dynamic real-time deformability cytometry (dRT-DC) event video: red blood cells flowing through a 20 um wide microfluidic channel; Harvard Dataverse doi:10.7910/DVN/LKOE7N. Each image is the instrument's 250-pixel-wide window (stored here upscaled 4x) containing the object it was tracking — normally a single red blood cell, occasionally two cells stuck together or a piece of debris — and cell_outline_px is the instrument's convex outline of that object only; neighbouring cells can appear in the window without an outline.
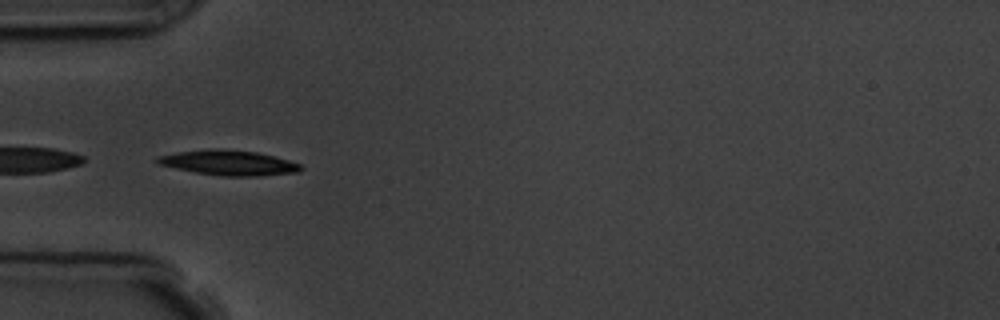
{"species": "common noctule bat (a hibernating species)", "species_latin": "Nyctalus noctula", "temperature_condition": "room temperature", "stored_images_in_passage": 4, "camera_frame_rate_fps": 3000, "um_per_image_px": 0.085, "animal": {"sex": "male", "body_mass_g": 19.5, "forearm_length_mm": 54.6}, "frame": {"image": 1, "passage_image": 2, "time_ms": 1.333, "image_size_px": [1000, 320], "cell_outline_px": [[304, 168], [300, 172], [256, 176], [220, 176], [196, 172], [176, 168], [160, 164], [156, 160], [156, 156], [176, 152], [212, 148], [256, 152], [288, 160], [300, 164]], "centroid_in_image_um": [19.45, 13.84], "position_along_channel_um": 65.6, "area_um2": 20.75}}